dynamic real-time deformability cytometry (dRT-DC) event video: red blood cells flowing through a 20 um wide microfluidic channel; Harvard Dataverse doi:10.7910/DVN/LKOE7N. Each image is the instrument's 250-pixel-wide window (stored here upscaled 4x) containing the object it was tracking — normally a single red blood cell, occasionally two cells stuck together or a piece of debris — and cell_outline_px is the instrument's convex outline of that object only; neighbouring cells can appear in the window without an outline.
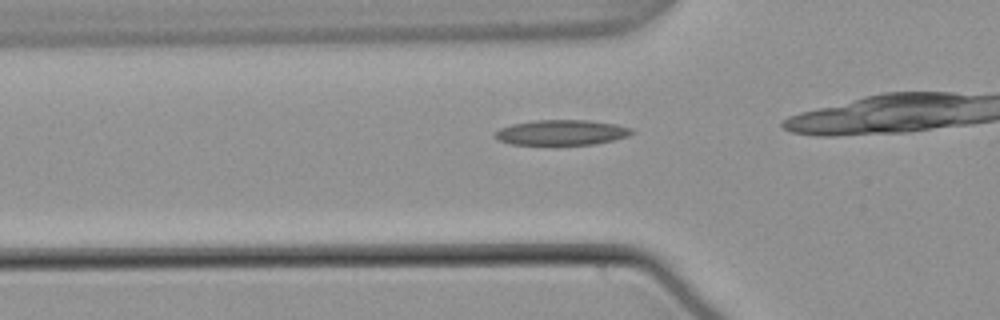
{"species": "common noctule bat (a hibernating species)", "species_latin": "Nyctalus noctula", "temperature_condition": "warm", "stored_images_in_passage": 21, "camera_frame_rate_fps": 3000, "um_per_image_px": 0.085, "animal": {"sex": "male", "body_mass_g": 21.5, "forearm_length_mm": 52.0}, "frame": {"image": 1, "passage_image": 14, "time_ms": 4.333, "image_size_px": [1000, 320], "cell_outline_px": [[636, 132], [628, 136], [612, 140], [592, 144], [512, 144], [500, 140], [492, 136], [492, 132], [500, 128], [512, 124], [532, 120], [588, 120], [612, 124], [632, 128]], "centroid_in_image_um": [47.69, 11.25], "position_along_channel_um": 78.1, "area_um2": 20.0}}
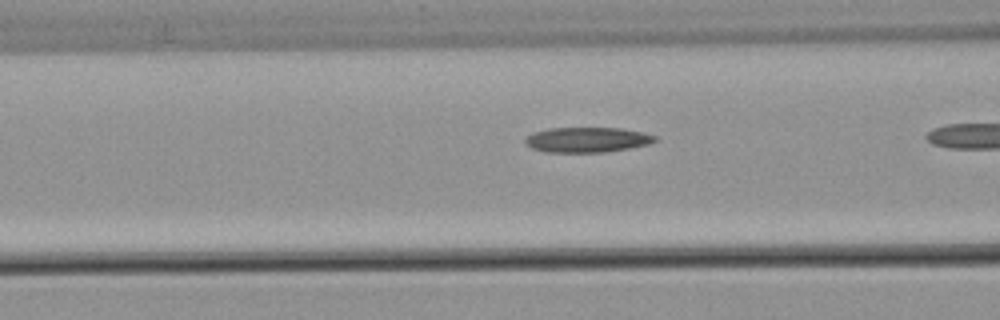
{"frame": {"image": 2, "passage_image": 17, "time_ms": 5.333, "image_size_px": [1000, 320], "cell_outline_px": [[656, 140], [648, 144], [628, 148], [604, 152], [544, 152], [532, 148], [524, 144], [524, 140], [532, 132], [548, 128], [620, 128], [644, 132], [656, 136]], "centroid_in_image_um": [49.86, 11.87], "position_along_channel_um": 116.7, "area_um2": 19.02}}